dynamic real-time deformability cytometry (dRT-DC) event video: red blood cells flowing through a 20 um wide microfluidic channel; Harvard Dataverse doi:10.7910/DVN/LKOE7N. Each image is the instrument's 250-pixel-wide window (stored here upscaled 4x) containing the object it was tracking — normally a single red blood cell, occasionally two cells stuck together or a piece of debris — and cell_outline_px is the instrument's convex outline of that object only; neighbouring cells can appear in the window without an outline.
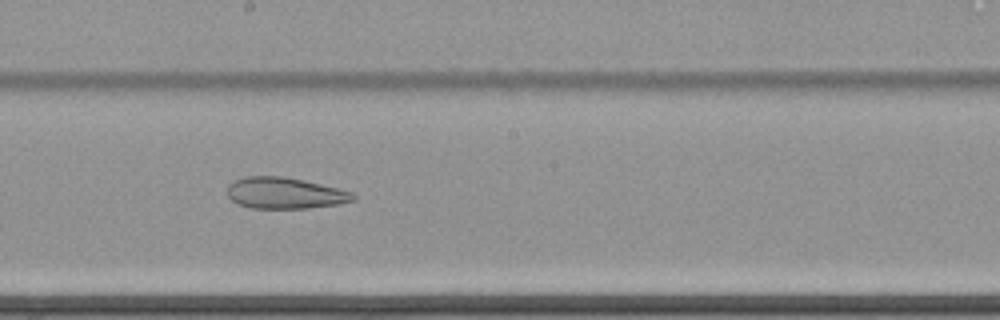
{"species": "common noctule bat (a hibernating species)", "species_latin": "Nyctalus noctula", "temperature_condition": "cold", "stored_images_in_passage": 36, "camera_frame_rate_fps": 3000, "um_per_image_px": 0.085, "animal": {"sex": "female", "body_mass_g": 22.7, "forearm_length_mm": 54.2}, "frame": {"image": 1, "passage_image": 16, "time_ms": 5.0, "image_size_px": [1000, 320], "cell_outline_px": [[356, 200], [336, 204], [308, 208], [252, 208], [240, 204], [232, 200], [228, 196], [228, 184], [244, 176], [280, 176], [304, 180], [340, 188], [352, 192], [356, 196]], "centroid_in_image_um": [24.24, 16.4], "position_along_channel_um": 224.0, "area_um2": 22.89}, "authors_computed_cell_mechanics": {"area_um2": 26.3568, "velocity_mm_per_s": 3.4728, "shape_relaxation_time_tau1_ms": null, "shape_relaxation_time_tau2_ms": 3.4007, "deformation_change_tau1": null, "deformation_change_tau2": 0.1173}}